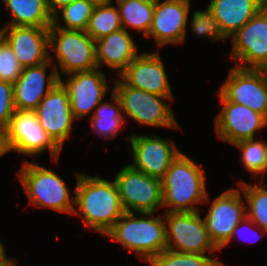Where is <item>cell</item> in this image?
<instances>
[{"mask_svg": "<svg viewBox=\"0 0 267 266\" xmlns=\"http://www.w3.org/2000/svg\"><path fill=\"white\" fill-rule=\"evenodd\" d=\"M76 181L73 214L82 217L86 228L106 235L125 213L114 180L77 173Z\"/></svg>", "mask_w": 267, "mask_h": 266, "instance_id": "cell-1", "label": "cell"}, {"mask_svg": "<svg viewBox=\"0 0 267 266\" xmlns=\"http://www.w3.org/2000/svg\"><path fill=\"white\" fill-rule=\"evenodd\" d=\"M204 170L190 157L180 153L171 163L162 181L165 212H195V205L208 203Z\"/></svg>", "mask_w": 267, "mask_h": 266, "instance_id": "cell-2", "label": "cell"}, {"mask_svg": "<svg viewBox=\"0 0 267 266\" xmlns=\"http://www.w3.org/2000/svg\"><path fill=\"white\" fill-rule=\"evenodd\" d=\"M137 217L134 212H125L106 236L148 264L167 248L165 220L154 212H140Z\"/></svg>", "mask_w": 267, "mask_h": 266, "instance_id": "cell-3", "label": "cell"}, {"mask_svg": "<svg viewBox=\"0 0 267 266\" xmlns=\"http://www.w3.org/2000/svg\"><path fill=\"white\" fill-rule=\"evenodd\" d=\"M18 178L31 205L73 215L75 196L70 198L71 191L65 180L54 171L25 161Z\"/></svg>", "mask_w": 267, "mask_h": 266, "instance_id": "cell-4", "label": "cell"}, {"mask_svg": "<svg viewBox=\"0 0 267 266\" xmlns=\"http://www.w3.org/2000/svg\"><path fill=\"white\" fill-rule=\"evenodd\" d=\"M113 92L118 97L122 114L135 122L151 127L179 129L174 113L164 100L173 96H159L126 85L122 80L114 81Z\"/></svg>", "mask_w": 267, "mask_h": 266, "instance_id": "cell-5", "label": "cell"}, {"mask_svg": "<svg viewBox=\"0 0 267 266\" xmlns=\"http://www.w3.org/2000/svg\"><path fill=\"white\" fill-rule=\"evenodd\" d=\"M49 49L55 52L58 66L56 72L71 74L98 68L96 63L95 40L86 31L49 28Z\"/></svg>", "mask_w": 267, "mask_h": 266, "instance_id": "cell-6", "label": "cell"}, {"mask_svg": "<svg viewBox=\"0 0 267 266\" xmlns=\"http://www.w3.org/2000/svg\"><path fill=\"white\" fill-rule=\"evenodd\" d=\"M168 250L180 253L206 254L219 249L210 239L200 211L164 212ZM173 243V244H172Z\"/></svg>", "mask_w": 267, "mask_h": 266, "instance_id": "cell-7", "label": "cell"}, {"mask_svg": "<svg viewBox=\"0 0 267 266\" xmlns=\"http://www.w3.org/2000/svg\"><path fill=\"white\" fill-rule=\"evenodd\" d=\"M114 182L125 212H156L163 206L162 181L144 172L124 166Z\"/></svg>", "mask_w": 267, "mask_h": 266, "instance_id": "cell-8", "label": "cell"}, {"mask_svg": "<svg viewBox=\"0 0 267 266\" xmlns=\"http://www.w3.org/2000/svg\"><path fill=\"white\" fill-rule=\"evenodd\" d=\"M218 92L227 101L245 105L267 119V69L232 67Z\"/></svg>", "mask_w": 267, "mask_h": 266, "instance_id": "cell-9", "label": "cell"}, {"mask_svg": "<svg viewBox=\"0 0 267 266\" xmlns=\"http://www.w3.org/2000/svg\"><path fill=\"white\" fill-rule=\"evenodd\" d=\"M231 40L233 46L230 57L239 60L235 66L267 69V5L239 29Z\"/></svg>", "mask_w": 267, "mask_h": 266, "instance_id": "cell-10", "label": "cell"}, {"mask_svg": "<svg viewBox=\"0 0 267 266\" xmlns=\"http://www.w3.org/2000/svg\"><path fill=\"white\" fill-rule=\"evenodd\" d=\"M7 129L13 152L33 157L48 149L52 160H58L62 149L40 126L35 111L16 110Z\"/></svg>", "mask_w": 267, "mask_h": 266, "instance_id": "cell-11", "label": "cell"}, {"mask_svg": "<svg viewBox=\"0 0 267 266\" xmlns=\"http://www.w3.org/2000/svg\"><path fill=\"white\" fill-rule=\"evenodd\" d=\"M222 109L215 117V131L218 138L229 144L255 139L257 131L267 126V119L249 107L227 101L219 92Z\"/></svg>", "mask_w": 267, "mask_h": 266, "instance_id": "cell-12", "label": "cell"}, {"mask_svg": "<svg viewBox=\"0 0 267 266\" xmlns=\"http://www.w3.org/2000/svg\"><path fill=\"white\" fill-rule=\"evenodd\" d=\"M241 189H228L216 197L204 218L210 239L220 250L236 226L247 217Z\"/></svg>", "mask_w": 267, "mask_h": 266, "instance_id": "cell-13", "label": "cell"}, {"mask_svg": "<svg viewBox=\"0 0 267 266\" xmlns=\"http://www.w3.org/2000/svg\"><path fill=\"white\" fill-rule=\"evenodd\" d=\"M126 140L130 142L134 161L129 165L159 179L165 176L171 163L181 153L173 141L159 138L155 134L152 137L132 134Z\"/></svg>", "mask_w": 267, "mask_h": 266, "instance_id": "cell-14", "label": "cell"}, {"mask_svg": "<svg viewBox=\"0 0 267 266\" xmlns=\"http://www.w3.org/2000/svg\"><path fill=\"white\" fill-rule=\"evenodd\" d=\"M40 126L62 149L70 137L75 118L69 101V95L61 82L41 100L34 110Z\"/></svg>", "mask_w": 267, "mask_h": 266, "instance_id": "cell-15", "label": "cell"}, {"mask_svg": "<svg viewBox=\"0 0 267 266\" xmlns=\"http://www.w3.org/2000/svg\"><path fill=\"white\" fill-rule=\"evenodd\" d=\"M68 75L66 82L61 78L60 82L68 92L73 117L78 121L94 112L106 97L109 86L104 73L99 68Z\"/></svg>", "mask_w": 267, "mask_h": 266, "instance_id": "cell-16", "label": "cell"}, {"mask_svg": "<svg viewBox=\"0 0 267 266\" xmlns=\"http://www.w3.org/2000/svg\"><path fill=\"white\" fill-rule=\"evenodd\" d=\"M190 11V0H155L153 23L146 36H152L158 47L184 43Z\"/></svg>", "mask_w": 267, "mask_h": 266, "instance_id": "cell-17", "label": "cell"}, {"mask_svg": "<svg viewBox=\"0 0 267 266\" xmlns=\"http://www.w3.org/2000/svg\"><path fill=\"white\" fill-rule=\"evenodd\" d=\"M119 75L122 81L130 87L159 96H173L165 65L158 52H143Z\"/></svg>", "mask_w": 267, "mask_h": 266, "instance_id": "cell-18", "label": "cell"}, {"mask_svg": "<svg viewBox=\"0 0 267 266\" xmlns=\"http://www.w3.org/2000/svg\"><path fill=\"white\" fill-rule=\"evenodd\" d=\"M52 57L38 66L25 67L13 83V97L16 110L34 111L41 100L60 82ZM52 66L47 76L46 68Z\"/></svg>", "mask_w": 267, "mask_h": 266, "instance_id": "cell-19", "label": "cell"}, {"mask_svg": "<svg viewBox=\"0 0 267 266\" xmlns=\"http://www.w3.org/2000/svg\"><path fill=\"white\" fill-rule=\"evenodd\" d=\"M5 41L20 65L38 66L49 60V28L35 26H4Z\"/></svg>", "mask_w": 267, "mask_h": 266, "instance_id": "cell-20", "label": "cell"}, {"mask_svg": "<svg viewBox=\"0 0 267 266\" xmlns=\"http://www.w3.org/2000/svg\"><path fill=\"white\" fill-rule=\"evenodd\" d=\"M138 47L130 33L121 28L95 40L96 63L100 69L103 63L118 75L139 55Z\"/></svg>", "mask_w": 267, "mask_h": 266, "instance_id": "cell-21", "label": "cell"}, {"mask_svg": "<svg viewBox=\"0 0 267 266\" xmlns=\"http://www.w3.org/2000/svg\"><path fill=\"white\" fill-rule=\"evenodd\" d=\"M263 6L258 0H211L208 5L227 39L249 22Z\"/></svg>", "mask_w": 267, "mask_h": 266, "instance_id": "cell-22", "label": "cell"}, {"mask_svg": "<svg viewBox=\"0 0 267 266\" xmlns=\"http://www.w3.org/2000/svg\"><path fill=\"white\" fill-rule=\"evenodd\" d=\"M3 1L11 14V20L7 21L5 26L51 27L53 16L48 10L46 0Z\"/></svg>", "mask_w": 267, "mask_h": 266, "instance_id": "cell-23", "label": "cell"}, {"mask_svg": "<svg viewBox=\"0 0 267 266\" xmlns=\"http://www.w3.org/2000/svg\"><path fill=\"white\" fill-rule=\"evenodd\" d=\"M122 27L142 32L146 37L153 23L155 0H116Z\"/></svg>", "mask_w": 267, "mask_h": 266, "instance_id": "cell-24", "label": "cell"}, {"mask_svg": "<svg viewBox=\"0 0 267 266\" xmlns=\"http://www.w3.org/2000/svg\"><path fill=\"white\" fill-rule=\"evenodd\" d=\"M111 98V103L101 101L90 117L93 130L104 139L116 137L125 123L121 103L113 90Z\"/></svg>", "mask_w": 267, "mask_h": 266, "instance_id": "cell-25", "label": "cell"}, {"mask_svg": "<svg viewBox=\"0 0 267 266\" xmlns=\"http://www.w3.org/2000/svg\"><path fill=\"white\" fill-rule=\"evenodd\" d=\"M112 4L113 1L95 6L85 30L92 39L98 40L123 28L119 9Z\"/></svg>", "mask_w": 267, "mask_h": 266, "instance_id": "cell-26", "label": "cell"}, {"mask_svg": "<svg viewBox=\"0 0 267 266\" xmlns=\"http://www.w3.org/2000/svg\"><path fill=\"white\" fill-rule=\"evenodd\" d=\"M95 6L96 4L90 0H75L71 4L59 9L53 15L51 27H58L64 30L85 31ZM58 13L62 17H59ZM59 18L64 21L63 23H65L66 27L58 23Z\"/></svg>", "mask_w": 267, "mask_h": 266, "instance_id": "cell-27", "label": "cell"}, {"mask_svg": "<svg viewBox=\"0 0 267 266\" xmlns=\"http://www.w3.org/2000/svg\"><path fill=\"white\" fill-rule=\"evenodd\" d=\"M242 182V183H241ZM238 182L237 186L241 189L245 197L247 217L251 219L262 230L267 232V189L263 180L260 185H252L243 181ZM262 182V183H261Z\"/></svg>", "mask_w": 267, "mask_h": 266, "instance_id": "cell-28", "label": "cell"}, {"mask_svg": "<svg viewBox=\"0 0 267 266\" xmlns=\"http://www.w3.org/2000/svg\"><path fill=\"white\" fill-rule=\"evenodd\" d=\"M236 148L242 151L241 162L242 166L255 178L259 177L261 181L265 178L266 164V142L265 140H243L233 144ZM261 175V176H260Z\"/></svg>", "mask_w": 267, "mask_h": 266, "instance_id": "cell-29", "label": "cell"}, {"mask_svg": "<svg viewBox=\"0 0 267 266\" xmlns=\"http://www.w3.org/2000/svg\"><path fill=\"white\" fill-rule=\"evenodd\" d=\"M150 266H226L216 258L206 254L180 253L165 249L156 255L149 263Z\"/></svg>", "mask_w": 267, "mask_h": 266, "instance_id": "cell-30", "label": "cell"}, {"mask_svg": "<svg viewBox=\"0 0 267 266\" xmlns=\"http://www.w3.org/2000/svg\"><path fill=\"white\" fill-rule=\"evenodd\" d=\"M191 21L190 28L196 36H206L211 42L227 39L209 7L203 11H195Z\"/></svg>", "mask_w": 267, "mask_h": 266, "instance_id": "cell-31", "label": "cell"}, {"mask_svg": "<svg viewBox=\"0 0 267 266\" xmlns=\"http://www.w3.org/2000/svg\"><path fill=\"white\" fill-rule=\"evenodd\" d=\"M23 67L6 41L0 46V80L14 83Z\"/></svg>", "mask_w": 267, "mask_h": 266, "instance_id": "cell-32", "label": "cell"}, {"mask_svg": "<svg viewBox=\"0 0 267 266\" xmlns=\"http://www.w3.org/2000/svg\"><path fill=\"white\" fill-rule=\"evenodd\" d=\"M16 111L13 97V83L0 80V126L8 128Z\"/></svg>", "mask_w": 267, "mask_h": 266, "instance_id": "cell-33", "label": "cell"}, {"mask_svg": "<svg viewBox=\"0 0 267 266\" xmlns=\"http://www.w3.org/2000/svg\"><path fill=\"white\" fill-rule=\"evenodd\" d=\"M252 227L253 226V229L250 227V228H246V227ZM244 229H246V230H244ZM252 229V230H251ZM243 230V231H242ZM251 231L250 232V234H252L251 236L254 238V241H256V240H259L260 238H262L265 234L267 235V232L265 231V230H262L258 225H256L251 219H249L248 217H246V218H244L237 226H236V228L233 230V232H232V235H231V237H230V239L221 247V248H224L225 246H227L231 241H232V239L233 238H236L235 237V235L237 236V237H240V239L241 240H245V241H253V239L252 238H247V237H241V236H243V235H241V231L242 232H245V233H247V231ZM255 232V233H254ZM244 233V234H245ZM254 233V234H253ZM241 235V236H240ZM257 235V236H256ZM257 237H258V239H257ZM248 240H247V239ZM255 238H256V240H255ZM250 239H252V240H250Z\"/></svg>", "mask_w": 267, "mask_h": 266, "instance_id": "cell-34", "label": "cell"}, {"mask_svg": "<svg viewBox=\"0 0 267 266\" xmlns=\"http://www.w3.org/2000/svg\"><path fill=\"white\" fill-rule=\"evenodd\" d=\"M10 151L13 150L10 144L8 129L0 126V157Z\"/></svg>", "mask_w": 267, "mask_h": 266, "instance_id": "cell-35", "label": "cell"}, {"mask_svg": "<svg viewBox=\"0 0 267 266\" xmlns=\"http://www.w3.org/2000/svg\"><path fill=\"white\" fill-rule=\"evenodd\" d=\"M74 1L75 0H46V4L49 12L53 16L59 9L71 4Z\"/></svg>", "mask_w": 267, "mask_h": 266, "instance_id": "cell-36", "label": "cell"}, {"mask_svg": "<svg viewBox=\"0 0 267 266\" xmlns=\"http://www.w3.org/2000/svg\"><path fill=\"white\" fill-rule=\"evenodd\" d=\"M11 259L7 257L5 253V247L0 240V265L7 264Z\"/></svg>", "mask_w": 267, "mask_h": 266, "instance_id": "cell-37", "label": "cell"}, {"mask_svg": "<svg viewBox=\"0 0 267 266\" xmlns=\"http://www.w3.org/2000/svg\"><path fill=\"white\" fill-rule=\"evenodd\" d=\"M5 41V34H4V28H0V46Z\"/></svg>", "mask_w": 267, "mask_h": 266, "instance_id": "cell-38", "label": "cell"}, {"mask_svg": "<svg viewBox=\"0 0 267 266\" xmlns=\"http://www.w3.org/2000/svg\"><path fill=\"white\" fill-rule=\"evenodd\" d=\"M16 259L14 258H11V260L7 263V264H4V265H0V266H16Z\"/></svg>", "mask_w": 267, "mask_h": 266, "instance_id": "cell-39", "label": "cell"}, {"mask_svg": "<svg viewBox=\"0 0 267 266\" xmlns=\"http://www.w3.org/2000/svg\"><path fill=\"white\" fill-rule=\"evenodd\" d=\"M90 1H92V2L95 3L96 5H97V4H103V3L111 2V0H90Z\"/></svg>", "mask_w": 267, "mask_h": 266, "instance_id": "cell-40", "label": "cell"}, {"mask_svg": "<svg viewBox=\"0 0 267 266\" xmlns=\"http://www.w3.org/2000/svg\"><path fill=\"white\" fill-rule=\"evenodd\" d=\"M267 172V142H266V164H265V173Z\"/></svg>", "mask_w": 267, "mask_h": 266, "instance_id": "cell-41", "label": "cell"}, {"mask_svg": "<svg viewBox=\"0 0 267 266\" xmlns=\"http://www.w3.org/2000/svg\"><path fill=\"white\" fill-rule=\"evenodd\" d=\"M259 2H261L264 6L267 5V0H258Z\"/></svg>", "mask_w": 267, "mask_h": 266, "instance_id": "cell-42", "label": "cell"}]
</instances>
